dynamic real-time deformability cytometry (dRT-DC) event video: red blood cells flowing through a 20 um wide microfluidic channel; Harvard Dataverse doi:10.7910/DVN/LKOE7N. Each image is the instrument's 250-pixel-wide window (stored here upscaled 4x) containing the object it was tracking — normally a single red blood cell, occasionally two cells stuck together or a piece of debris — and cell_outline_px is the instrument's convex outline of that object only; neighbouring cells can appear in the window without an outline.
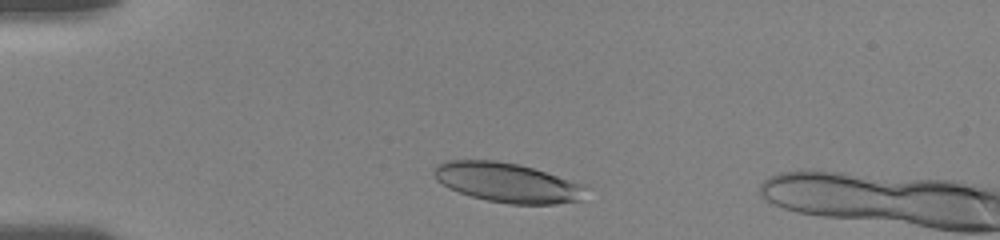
{"species": "human", "species_latin": "Homo sapiens", "temperature_condition": "room temperature", "stored_images_in_passage": 7, "camera_frame_rate_fps": 3000, "um_per_image_px": 0.085, "donor": {"sex": "female"}, "frame": {"image": 1, "passage_image": 5, "time_ms": 1.333, "image_size_px": [1000, 240], "cell_outline_px": [[588, 188], [580, 200], [556, 204], [508, 204], [488, 200], [472, 196], [448, 188], [436, 180], [432, 172], [432, 168], [436, 164], [448, 160], [496, 160], [520, 164], [588, 184]], "centroid_in_image_um": [43.15, 15.5], "position_along_channel_um": 41.9, "area_um2": 35.49}}